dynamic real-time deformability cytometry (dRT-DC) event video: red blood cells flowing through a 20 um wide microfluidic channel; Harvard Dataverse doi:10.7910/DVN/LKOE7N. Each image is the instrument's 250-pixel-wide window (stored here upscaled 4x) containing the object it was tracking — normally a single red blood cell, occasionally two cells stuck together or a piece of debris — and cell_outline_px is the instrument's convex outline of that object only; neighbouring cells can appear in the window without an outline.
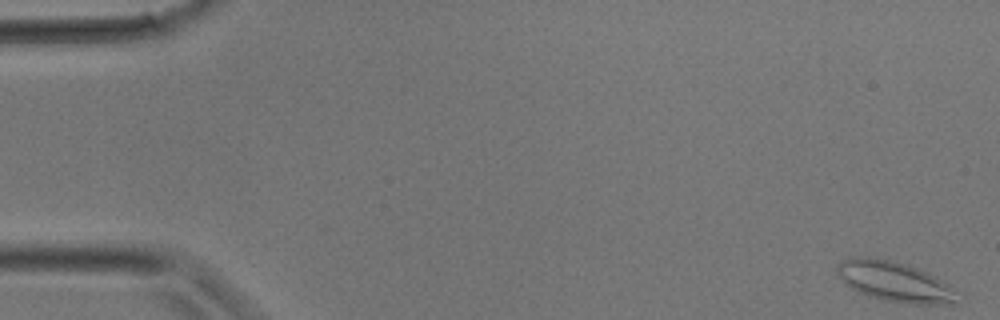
{"species": "common noctule bat (a hibernating species)", "species_latin": "Nyctalus noctula", "temperature_condition": "room temperature", "stored_images_in_passage": 3, "camera_frame_rate_fps": 3000, "um_per_image_px": 0.085, "animal": {"sex": "male", "body_mass_g": 17.9}, "frame": {"image": 1, "passage_image": 1, "time_ms": 0.0, "image_size_px": [1000, 320], "cell_outline_px": [[964, 292], [960, 304], [912, 304], [884, 300], [868, 296], [852, 288], [836, 276], [836, 264], [852, 256], [872, 256], [904, 264], [928, 272], [936, 276]], "centroid_in_image_um": [76.16, 23.95], "position_along_channel_um": 8.8, "area_um2": 29.02}}